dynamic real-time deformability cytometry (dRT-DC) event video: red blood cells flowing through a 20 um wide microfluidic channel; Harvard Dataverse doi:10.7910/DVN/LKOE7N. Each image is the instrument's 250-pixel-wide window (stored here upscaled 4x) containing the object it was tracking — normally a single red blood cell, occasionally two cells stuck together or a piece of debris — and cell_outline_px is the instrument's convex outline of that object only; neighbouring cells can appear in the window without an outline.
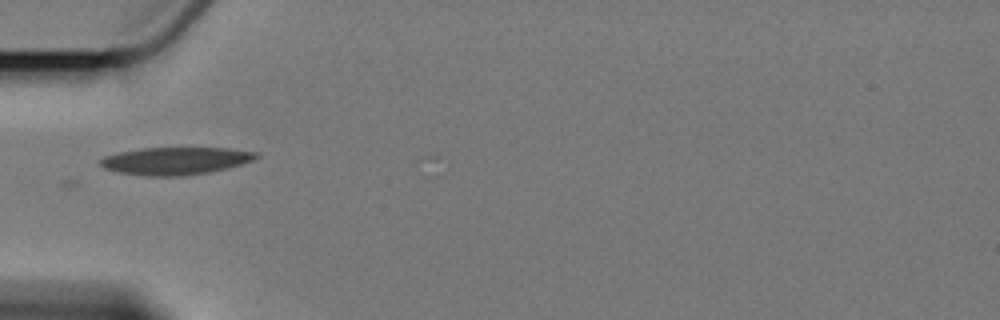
{"species": "Egyptian fruit bat (a non-hibernating species)", "species_latin": "Rousettus aegyptiacus", "temperature_condition": "cold", "stored_images_in_passage": 15, "camera_frame_rate_fps": 3000, "um_per_image_px": 0.085, "animal": {"sex": "female"}, "frame": {"image": 1, "passage_image": 5, "time_ms": 5.667, "image_size_px": [1000, 320], "cell_outline_px": [[260, 156], [252, 160], [228, 168], [208, 172], [180, 176], [148, 176], [120, 172], [104, 168], [100, 164], [100, 160], [104, 156], [120, 152], [144, 148], [228, 148], [260, 152]], "centroid_in_image_um": [14.95, 13.66], "position_along_channel_um": 70.0, "area_um2": 24.8}}
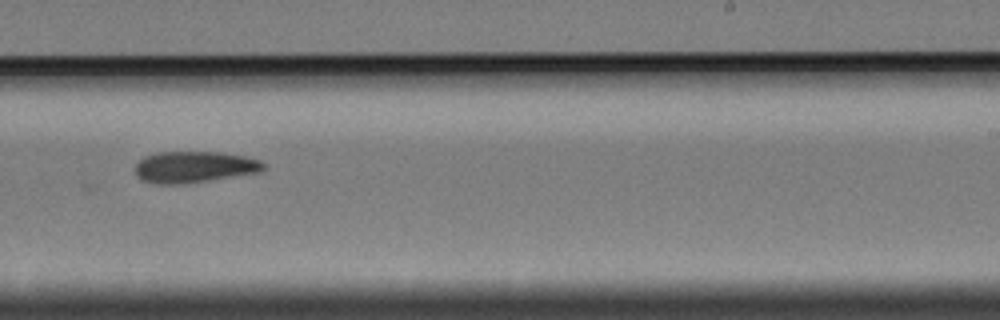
{"frame": {"image": 2, "passage_image": 10, "time_ms": 11.667, "image_size_px": [1000, 320], "cell_outline_px": [[264, 168], [260, 172], [184, 184], [152, 184], [140, 180], [136, 176], [136, 164], [144, 156], [156, 152], [220, 152], [244, 156], [260, 160], [264, 164]], "centroid_in_image_um": [16.46, 14.2], "position_along_channel_um": 272.5, "area_um2": 23.58}}
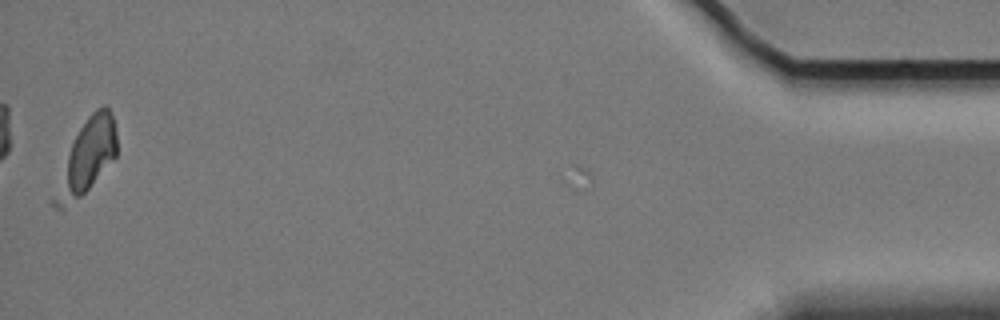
{"frame": {"image": 3, "passage_image": 15, "time_ms": 18.667, "image_size_px": [1000, 320], "cell_outline_px": [[116, 156], [88, 188], [80, 196], [64, 208], [56, 208], [52, 204], [52, 200], [72, 144], [80, 128], [88, 116], [96, 108], [104, 104], [108, 108], [112, 116], [116, 132]], "centroid_in_image_um": [7.4, 13.32], "position_along_channel_um": 427.8, "area_um2": 24.97}, "authors_computed_cell_mechanics": {"area_um2": 23.1778, "velocity_mm_per_s": 3.3761, "shape_relaxation_time_tau1_ms": 5.2536, "shape_relaxation_time_tau2_ms": null, "deformation_change_tau1": 0.0876, "deformation_change_tau2": null}}